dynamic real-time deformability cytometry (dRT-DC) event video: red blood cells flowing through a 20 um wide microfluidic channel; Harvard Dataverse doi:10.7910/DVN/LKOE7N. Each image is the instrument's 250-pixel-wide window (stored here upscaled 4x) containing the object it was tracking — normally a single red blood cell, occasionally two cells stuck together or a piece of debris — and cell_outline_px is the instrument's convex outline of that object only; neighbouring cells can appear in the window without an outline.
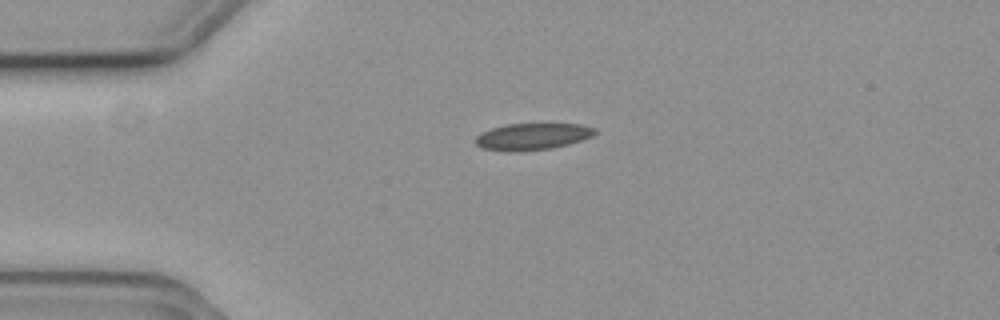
{"species": "common noctule bat (a hibernating species)", "species_latin": "Nyctalus noctula", "temperature_condition": "cold", "stored_images_in_passage": 39, "camera_frame_rate_fps": 3000, "um_per_image_px": 0.085, "animal": {"sex": "female", "body_mass_g": 19.3, "forearm_length_mm": 54.1}, "frame": {"image": 1, "passage_image": 1, "time_ms": 0.0, "image_size_px": [1000, 320], "cell_outline_px": [[596, 132], [592, 136], [568, 144], [552, 148], [484, 148], [476, 144], [476, 136], [480, 132], [504, 124], [580, 124], [596, 128]], "centroid_in_image_um": [45.32, 11.53], "position_along_channel_um": 39.7, "area_um2": 17.46}}
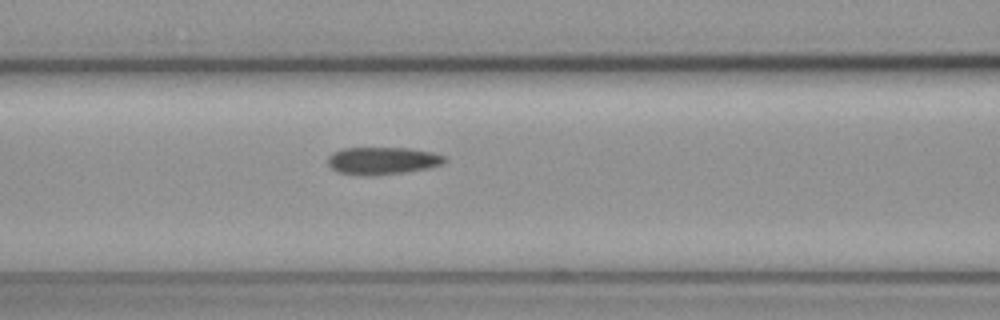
{"frame": {"image": 2, "passage_image": 11, "time_ms": 3.333, "image_size_px": [1000, 320], "cell_outline_px": [[444, 160], [440, 164], [428, 168], [404, 172], [368, 176], [340, 172], [332, 168], [328, 164], [328, 156], [332, 152], [344, 148], [408, 148], [432, 152], [444, 156]], "centroid_in_image_um": [32.47, 13.65], "position_along_channel_um": 134.1, "area_um2": 18.38}}
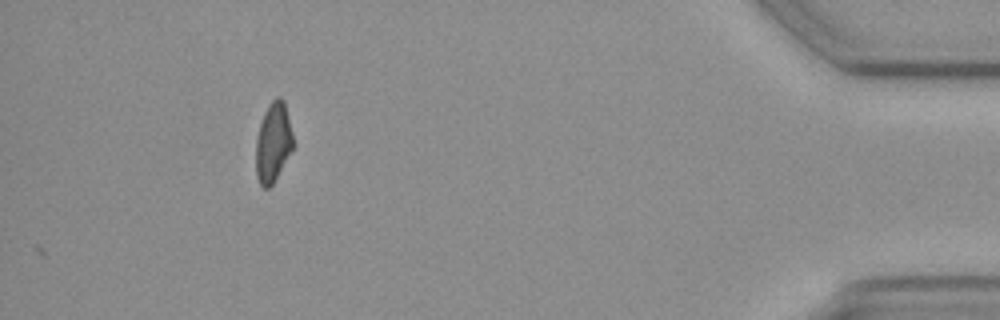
{"frame": {"image": 3, "passage_image": 39, "time_ms": 12.667, "image_size_px": [1000, 320], "cell_outline_px": [[292, 148], [272, 184], [268, 188], [264, 188], [260, 184], [256, 176], [256, 136], [264, 112], [268, 104], [276, 96], [280, 96], [284, 100], [292, 132]], "centroid_in_image_um": [23.19, 12.06], "position_along_channel_um": 412.0, "area_um2": 16.99}, "authors_computed_cell_mechanics": {"area_um2": 18.7272, "velocity_mm_per_s": 3.6868, "shape_relaxation_time_tau1_ms": null, "shape_relaxation_time_tau2_ms": 6.5366, "deformation_change_tau1": null, "deformation_change_tau2": 0.1312}}